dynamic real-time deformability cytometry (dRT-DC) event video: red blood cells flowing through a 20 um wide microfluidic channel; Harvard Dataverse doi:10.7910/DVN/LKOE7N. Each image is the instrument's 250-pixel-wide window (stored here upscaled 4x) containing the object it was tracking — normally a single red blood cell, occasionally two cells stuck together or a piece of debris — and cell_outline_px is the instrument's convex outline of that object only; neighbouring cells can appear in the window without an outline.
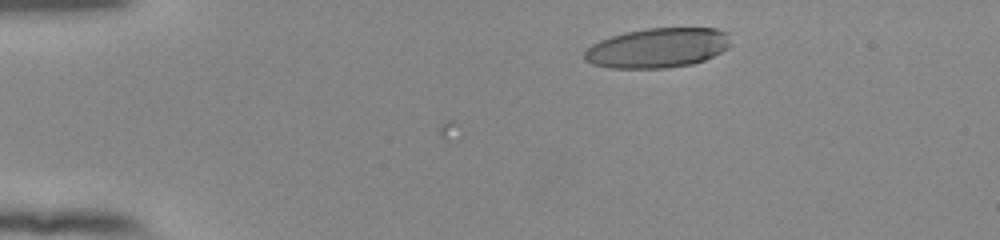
{"species": "human", "species_latin": "Homo sapiens", "temperature_condition": "room temperature", "stored_images_in_passage": 41, "camera_frame_rate_fps": 3000, "um_per_image_px": 0.085, "donor": {"sex": "female"}, "frame": {"image": 1, "passage_image": 1, "time_ms": 0.0, "image_size_px": [1000, 240], "cell_outline_px": [[732, 44], [728, 48], [704, 60], [692, 64], [664, 68], [612, 68], [592, 64], [584, 60], [584, 52], [592, 44], [600, 40], [612, 36], [628, 32], [648, 28], [716, 28], [728, 32]], "centroid_in_image_um": [55.92, 4.07], "position_along_channel_um": 29.1, "area_um2": 33.87}}
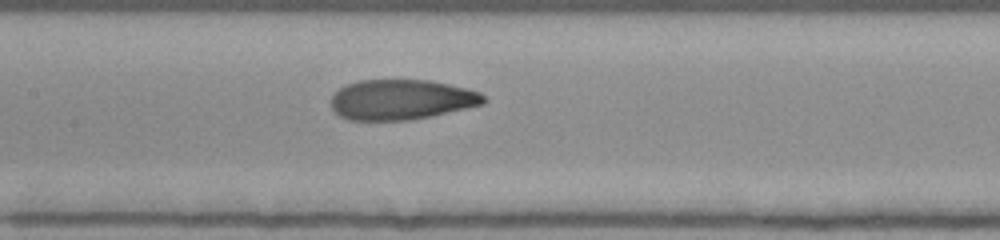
{"frame": {"image": 2, "passage_image": 18, "time_ms": 5.667, "image_size_px": [1000, 240], "cell_outline_px": [[488, 100], [484, 104], [432, 116], [412, 120], [348, 120], [340, 116], [332, 108], [332, 96], [340, 88], [348, 84], [360, 80], [432, 80], [480, 92]], "centroid_in_image_um": [34.14, 8.47], "position_along_channel_um": 173.3, "area_um2": 35.72}}
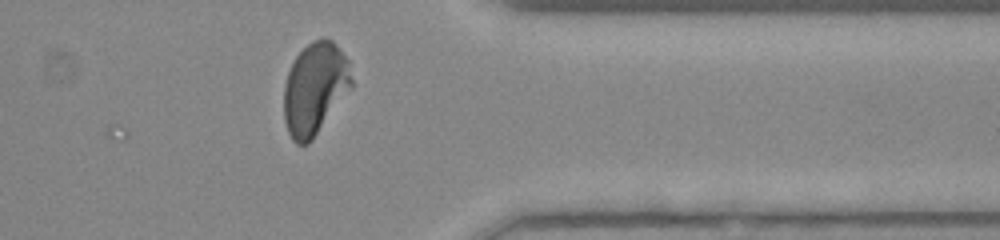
{"frame": {"image": 3, "passage_image": 35, "time_ms": 11.333, "image_size_px": [1000, 240], "cell_outline_px": [[352, 88], [312, 140], [308, 144], [296, 144], [292, 140], [288, 132], [284, 120], [284, 84], [288, 72], [296, 56], [312, 40], [324, 36], [332, 40], [336, 44], [348, 60], [352, 80]], "centroid_in_image_um": [26.77, 7.52], "position_along_channel_um": 384.6, "area_um2": 36.47}, "authors_computed_cell_mechanics": {"area_um2": 36.4718, "velocity_mm_per_s": 3.8766, "shape_relaxation_time_tau1_ms": 6.8007, "shape_relaxation_time_tau2_ms": 1.133, "deformation_change_tau1": 0.2516, "deformation_change_tau2": 0.0615}}